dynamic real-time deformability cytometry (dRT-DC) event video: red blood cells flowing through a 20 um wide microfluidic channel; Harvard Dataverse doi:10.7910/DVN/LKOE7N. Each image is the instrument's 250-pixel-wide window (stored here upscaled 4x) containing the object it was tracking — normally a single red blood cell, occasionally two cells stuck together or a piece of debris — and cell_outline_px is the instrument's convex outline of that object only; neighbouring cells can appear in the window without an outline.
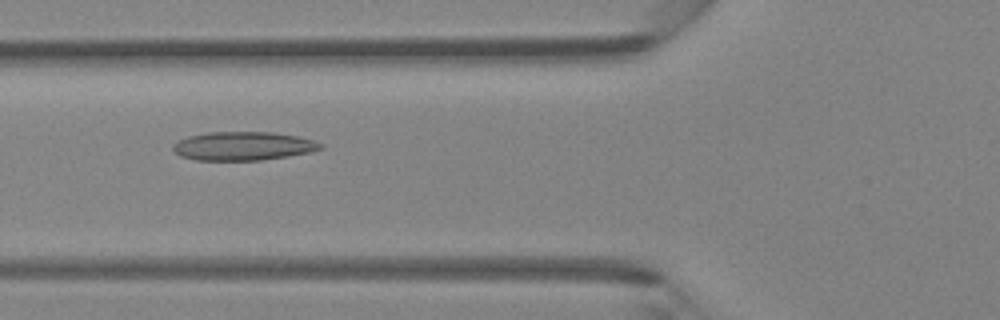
{"species": "Egyptian fruit bat (a non-hibernating species)", "species_latin": "Rousettus aegyptiacus", "temperature_condition": "room temperature", "stored_images_in_passage": 41, "camera_frame_rate_fps": 3000, "um_per_image_px": 0.085, "animal": {"sex": "female"}, "frame": {"image": 1, "passage_image": 13, "time_ms": 4.0, "image_size_px": [1000, 320], "cell_outline_px": [[324, 148], [312, 152], [288, 156], [260, 160], [196, 160], [180, 156], [172, 148], [172, 144], [176, 140], [188, 136], [208, 132], [272, 132], [296, 136], [312, 140], [324, 144]], "centroid_in_image_um": [20.66, 12.41], "position_along_channel_um": 105.1, "area_um2": 24.74}}
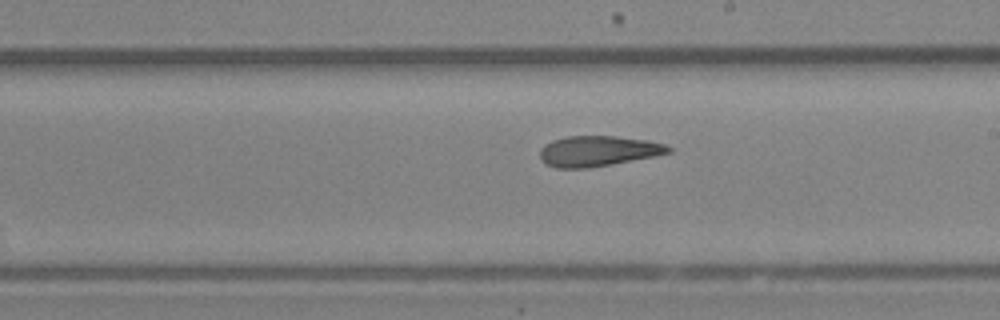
{"frame": {"image": 2, "passage_image": 22, "time_ms": 7.0, "image_size_px": [1000, 320], "cell_outline_px": [[672, 152], [656, 156], [612, 164], [588, 168], [556, 168], [544, 164], [540, 156], [540, 148], [544, 144], [552, 140], [568, 136], [616, 136], [648, 140], [664, 144], [672, 148]], "centroid_in_image_um": [50.83, 12.84], "position_along_channel_um": 238.2, "area_um2": 23.0}}
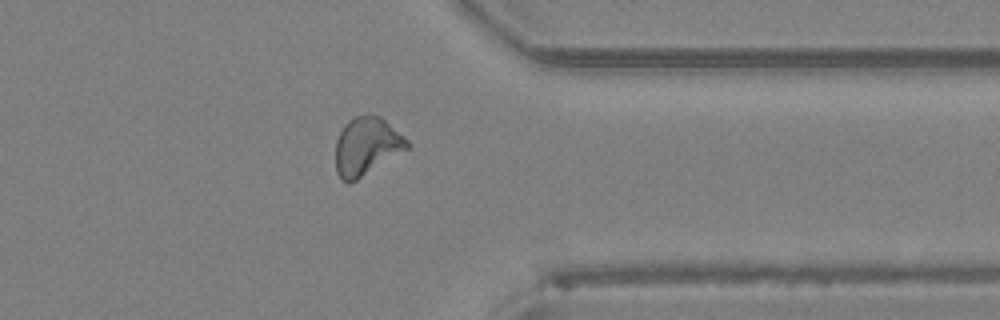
{"frame": {"image": 3, "passage_image": 32, "time_ms": 10.333, "image_size_px": [1000, 320], "cell_outline_px": [[408, 148], [356, 180], [348, 184], [340, 180], [336, 172], [336, 140], [344, 124], [352, 116], [380, 116], [404, 136], [408, 140]], "centroid_in_image_um": [31.12, 12.44], "position_along_channel_um": 380.3, "area_um2": 23.87}}